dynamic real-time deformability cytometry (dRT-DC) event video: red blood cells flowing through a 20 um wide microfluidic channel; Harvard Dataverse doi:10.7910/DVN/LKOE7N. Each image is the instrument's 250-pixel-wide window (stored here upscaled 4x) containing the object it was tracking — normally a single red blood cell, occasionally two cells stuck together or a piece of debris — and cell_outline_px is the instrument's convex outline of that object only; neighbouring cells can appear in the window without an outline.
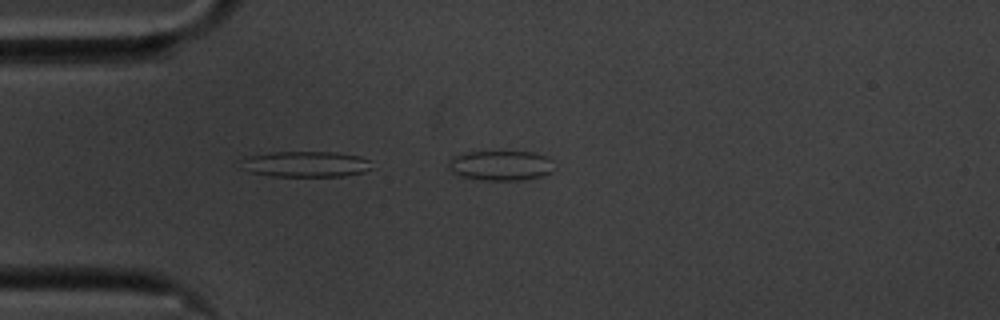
{"species": "common noctule bat (a hibernating species)", "species_latin": "Nyctalus noctula", "temperature_condition": "cold", "stored_images_in_passage": 5, "segment_of_instrument_passage": [2, 2], "camera_frame_rate_fps": 3000, "um_per_image_px": 0.085, "animal": {"sex": "male", "body_mass_g": 20.1, "forearm_length_mm": 53.5}, "frame": {"image": 1, "passage_image": 5, "time_ms": 1.333, "image_size_px": [1000, 320], "cell_outline_px": [[552, 172], [544, 176], [520, 180], [484, 180], [460, 176], [452, 172], [448, 168], [448, 164], [452, 156], [468, 152], [532, 152], [548, 156], [552, 160]], "centroid_in_image_um": [42.57, 14.07], "position_along_channel_um": 42.4, "area_um2": 18.5}}